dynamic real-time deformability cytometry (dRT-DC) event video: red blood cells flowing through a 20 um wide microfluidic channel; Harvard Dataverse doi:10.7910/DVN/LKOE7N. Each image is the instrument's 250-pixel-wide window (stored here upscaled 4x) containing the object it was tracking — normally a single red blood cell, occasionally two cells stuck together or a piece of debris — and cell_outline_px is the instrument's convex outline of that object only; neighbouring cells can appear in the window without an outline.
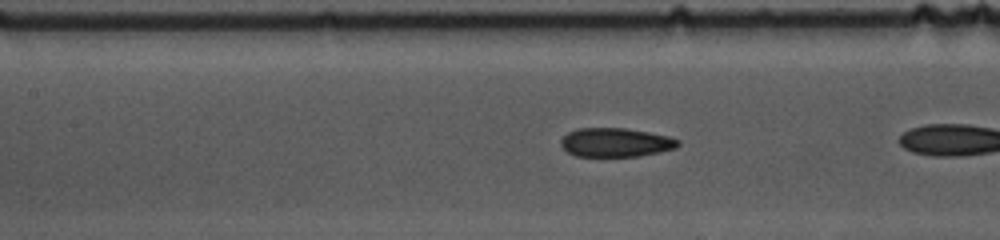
{"species": "common noctule bat (a hibernating species)", "species_latin": "Nyctalus noctula", "temperature_condition": "cold", "stored_images_in_passage": 26, "camera_frame_rate_fps": 3000, "um_per_image_px": 0.085, "animal": {"sex": "female", "body_mass_g": 10.0, "forearm_length_mm": 53.1}, "frame": {"image": 1, "passage_image": 8, "time_ms": 2.333, "image_size_px": [1000, 240], "cell_outline_px": [[680, 144], [676, 148], [660, 152], [636, 156], [576, 156], [568, 152], [560, 144], [560, 140], [568, 132], [580, 128], [624, 128], [648, 132], [668, 136], [680, 140]], "centroid_in_image_um": [52.34, 12.1], "position_along_channel_um": 155.1, "area_um2": 19.65}}
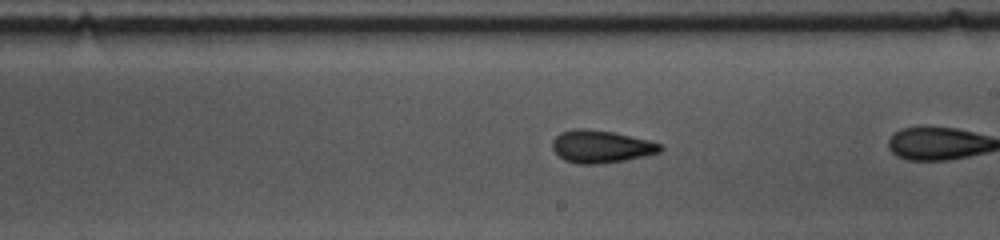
{"frame": {"image": 2, "passage_image": 15, "time_ms": 4.667, "image_size_px": [1000, 240], "cell_outline_px": [[664, 148], [660, 152], [644, 156], [624, 160], [600, 164], [576, 164], [564, 160], [552, 148], [552, 140], [560, 132], [576, 128], [584, 128], [612, 132], [648, 140], [664, 144]], "centroid_in_image_um": [51.09, 12.46], "position_along_channel_um": 237.9, "area_um2": 20.52}}